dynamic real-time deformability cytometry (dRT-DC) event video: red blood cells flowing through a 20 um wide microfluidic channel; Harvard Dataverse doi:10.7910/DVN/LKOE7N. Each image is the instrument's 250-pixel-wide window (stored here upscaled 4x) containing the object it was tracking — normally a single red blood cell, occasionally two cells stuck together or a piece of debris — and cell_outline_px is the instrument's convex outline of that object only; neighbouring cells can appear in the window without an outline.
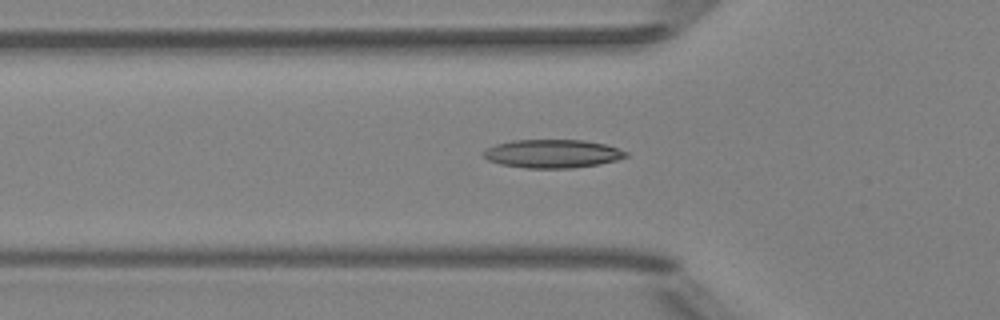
{"species": "Egyptian fruit bat (a non-hibernating species)", "species_latin": "Rousettus aegyptiacus", "temperature_condition": "room temperature", "stored_images_in_passage": 33, "camera_frame_rate_fps": 3000, "um_per_image_px": 0.085, "animal": {"sex": "female"}, "frame": {"image": 1, "passage_image": 4, "time_ms": 1.0, "image_size_px": [1000, 320], "cell_outline_px": [[628, 156], [616, 160], [600, 164], [572, 168], [524, 168], [500, 164], [488, 160], [480, 152], [496, 144], [512, 140], [584, 140], [604, 144], [628, 152]], "centroid_in_image_um": [46.94, 13.07], "position_along_channel_um": 78.9, "area_um2": 23.58}}
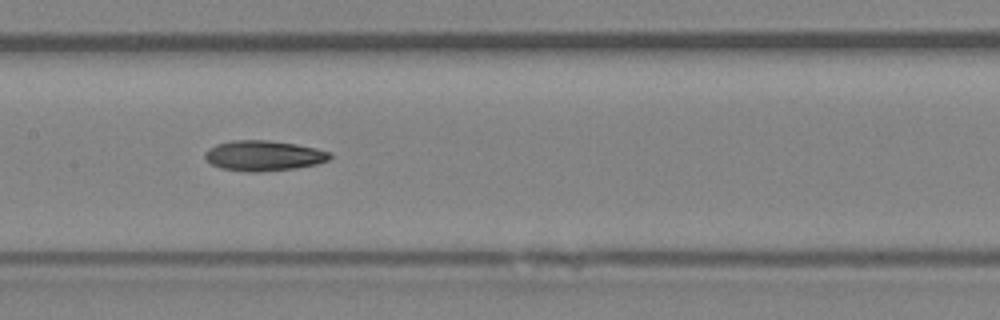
{"frame": {"image": 2, "passage_image": 12, "time_ms": 3.667, "image_size_px": [1000, 320], "cell_outline_px": [[332, 156], [328, 160], [316, 164], [296, 168], [260, 172], [248, 172], [220, 168], [212, 164], [204, 156], [204, 152], [208, 148], [216, 144], [232, 140], [268, 140], [296, 144], [316, 148], [332, 152]], "centroid_in_image_um": [22.41, 13.23], "position_along_channel_um": 185.0, "area_um2": 22.2}}
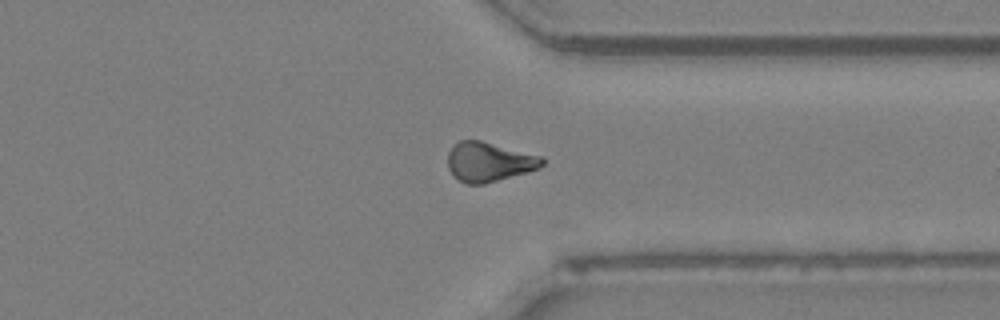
{"frame": {"image": 3, "passage_image": 26, "time_ms": 8.333, "image_size_px": [1000, 320], "cell_outline_px": [[544, 164], [540, 168], [484, 184], [468, 184], [452, 176], [448, 168], [448, 152], [452, 144], [460, 140], [480, 140], [544, 156]], "centroid_in_image_um": [41.56, 13.74], "position_along_channel_um": 369.8, "area_um2": 21.91}}